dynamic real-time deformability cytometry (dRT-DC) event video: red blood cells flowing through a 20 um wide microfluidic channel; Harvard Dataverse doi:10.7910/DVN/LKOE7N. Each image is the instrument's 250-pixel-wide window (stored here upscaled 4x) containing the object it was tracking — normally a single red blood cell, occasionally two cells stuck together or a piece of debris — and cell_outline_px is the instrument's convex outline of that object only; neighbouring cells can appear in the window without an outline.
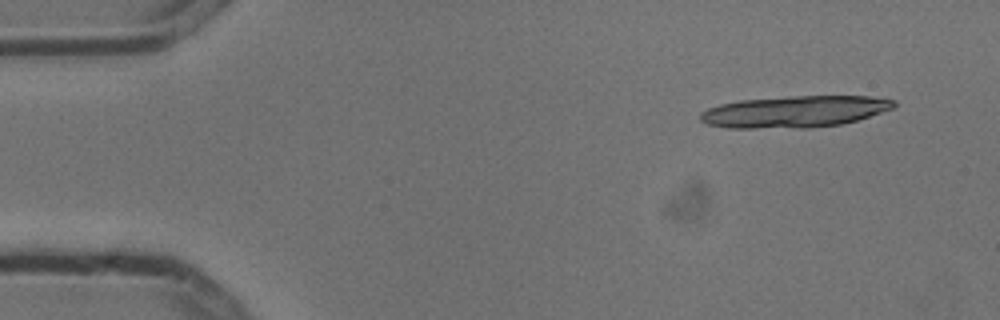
{"species": "common noctule bat (a hibernating species)", "species_latin": "Nyctalus noctula", "temperature_condition": "cold", "stored_images_in_passage": 7, "camera_frame_rate_fps": 3000, "um_per_image_px": 0.085, "animal": {"sex": "male", "body_mass_g": 13.3}, "frame": {"image": 1, "passage_image": 1, "time_ms": 0.0, "image_size_px": [1000, 320], "cell_outline_px": [[896, 104], [892, 108], [856, 120], [840, 124], [808, 128], [728, 128], [708, 124], [700, 120], [700, 112], [708, 108], [720, 104], [740, 100], [788, 96], [868, 96], [896, 100]], "centroid_in_image_um": [67.5, 9.48], "position_along_channel_um": 17.5, "area_um2": 35.6}}